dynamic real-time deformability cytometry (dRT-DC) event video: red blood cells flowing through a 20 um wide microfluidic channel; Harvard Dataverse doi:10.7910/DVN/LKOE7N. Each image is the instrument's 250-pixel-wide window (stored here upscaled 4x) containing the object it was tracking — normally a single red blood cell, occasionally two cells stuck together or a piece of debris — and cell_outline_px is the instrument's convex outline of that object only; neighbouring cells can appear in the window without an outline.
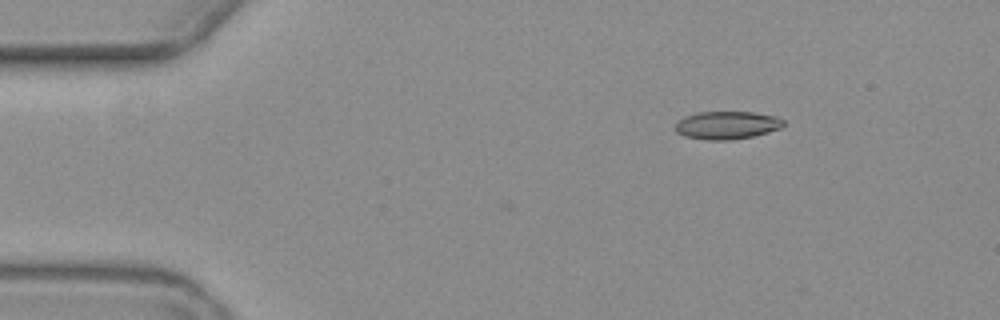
{"species": "common noctule bat (a hibernating species)", "species_latin": "Nyctalus noctula", "temperature_condition": "warm", "stored_images_in_passage": 3, "camera_frame_rate_fps": 3000, "um_per_image_px": 0.085, "animal": {"sex": "female", "body_mass_g": 19.3, "forearm_length_mm": 54.1}, "frame": {"image": 1, "passage_image": 1, "time_ms": 0.0, "image_size_px": [1000, 320], "cell_outline_px": [[784, 124], [780, 128], [768, 132], [752, 136], [732, 140], [708, 140], [684, 136], [676, 132], [676, 124], [684, 116], [696, 112], [752, 112], [776, 116], [784, 120]], "centroid_in_image_um": [61.79, 10.64], "position_along_channel_um": 23.2, "area_um2": 17.57}}